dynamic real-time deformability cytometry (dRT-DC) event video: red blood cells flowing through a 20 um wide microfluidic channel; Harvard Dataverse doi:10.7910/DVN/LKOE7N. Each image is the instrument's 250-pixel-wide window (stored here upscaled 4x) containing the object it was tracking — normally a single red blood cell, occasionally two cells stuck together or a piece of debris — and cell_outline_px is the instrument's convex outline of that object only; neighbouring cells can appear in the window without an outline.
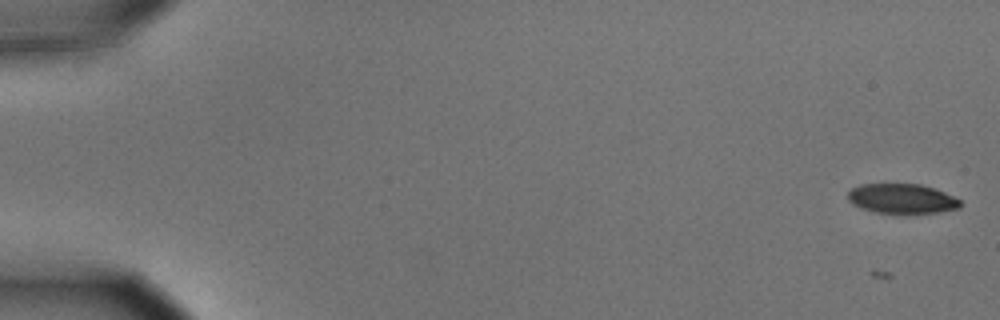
{"species": "common noctule bat (a hibernating species)", "species_latin": "Nyctalus noctula", "temperature_condition": "cold", "stored_images_in_passage": 5, "camera_frame_rate_fps": 3000, "um_per_image_px": 0.085, "animal": {"sex": "male", "body_mass_g": 15.6}, "frame": {"image": 1, "passage_image": 5, "time_ms": 1.333, "image_size_px": [1000, 320], "cell_outline_px": [[964, 204], [960, 208], [940, 212], [876, 212], [852, 204], [848, 200], [848, 192], [852, 188], [860, 184], [920, 184], [944, 192], [960, 200]], "centroid_in_image_um": [76.68, 16.87], "position_along_channel_um": 8.3, "area_um2": 19.13}}